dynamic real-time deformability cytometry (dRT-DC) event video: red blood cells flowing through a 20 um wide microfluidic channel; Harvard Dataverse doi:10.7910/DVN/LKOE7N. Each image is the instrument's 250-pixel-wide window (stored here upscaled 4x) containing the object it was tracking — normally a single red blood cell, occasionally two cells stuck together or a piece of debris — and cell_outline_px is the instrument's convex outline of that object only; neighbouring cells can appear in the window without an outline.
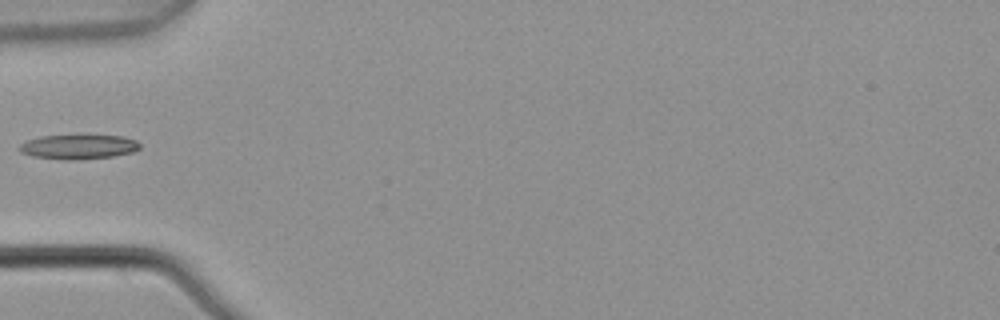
{"species": "common noctule bat (a hibernating species)", "species_latin": "Nyctalus noctula", "temperature_condition": "warm", "stored_images_in_passage": 6, "camera_frame_rate_fps": 3000, "um_per_image_px": 0.085, "animal": {"sex": "male", "body_mass_g": 21.5, "forearm_length_mm": 52.0}, "frame": {"image": 1, "passage_image": 5, "time_ms": 1.333, "image_size_px": [1000, 320], "cell_outline_px": [[140, 148], [132, 152], [112, 156], [72, 160], [64, 160], [32, 156], [20, 152], [16, 148], [20, 144], [28, 140], [40, 136], [120, 136], [136, 140], [140, 144]], "centroid_in_image_um": [6.62, 12.49], "position_along_channel_um": 78.4, "area_um2": 16.99}}
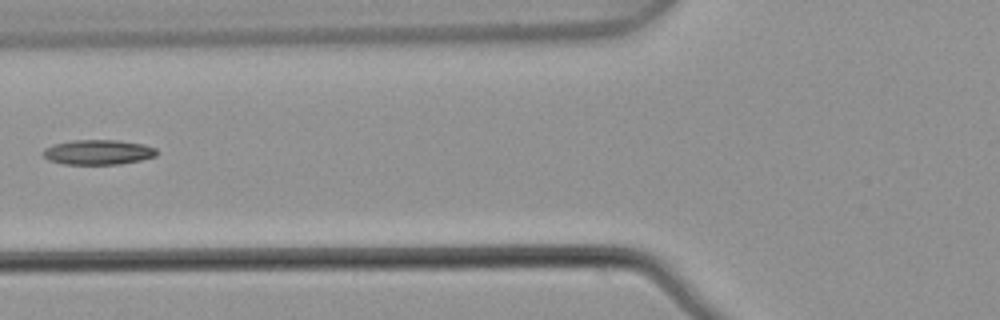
{"frame": {"image": 2, "passage_image": 6, "time_ms": 1.667, "image_size_px": [1000, 320], "cell_outline_px": [[156, 156], [140, 160], [120, 164], [64, 164], [48, 160], [40, 152], [44, 148], [52, 144], [72, 140], [116, 140], [144, 144], [156, 148]], "centroid_in_image_um": [8.29, 12.93], "position_along_channel_um": 117.5, "area_um2": 16.59}}